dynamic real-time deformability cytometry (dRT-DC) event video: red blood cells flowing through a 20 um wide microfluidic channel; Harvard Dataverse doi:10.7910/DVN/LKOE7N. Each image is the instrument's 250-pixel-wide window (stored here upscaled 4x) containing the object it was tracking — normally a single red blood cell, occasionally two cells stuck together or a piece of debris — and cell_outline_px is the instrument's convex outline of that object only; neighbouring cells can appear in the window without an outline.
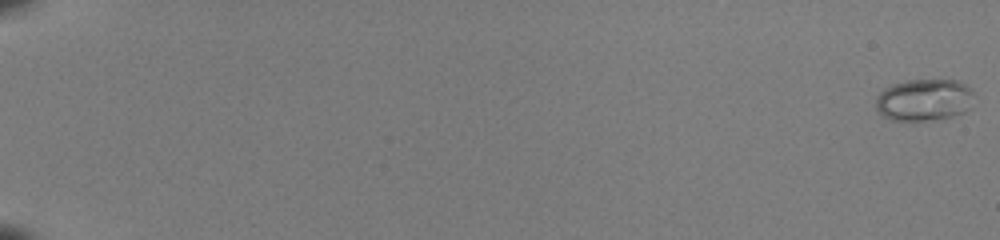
{"species": "common noctule bat (a hibernating species)", "species_latin": "Nyctalus noctula", "temperature_condition": "room temperature", "stored_images_in_passage": 53, "camera_frame_rate_fps": 3000, "um_per_image_px": 0.085, "animal": {"sex": "female", "body_mass_g": 22.0, "forearm_length_mm": 56.7}, "frame": {"image": 1, "passage_image": 1, "time_ms": 0.0, "image_size_px": [1000, 240], "cell_outline_px": [[972, 92], [968, 108], [964, 112], [952, 116], [924, 120], [892, 120], [884, 116], [876, 108], [876, 96], [884, 88], [892, 84], [904, 80], [956, 80], [972, 88]], "centroid_in_image_um": [78.5, 8.47], "position_along_channel_um": 6.5, "area_um2": 23.7}}
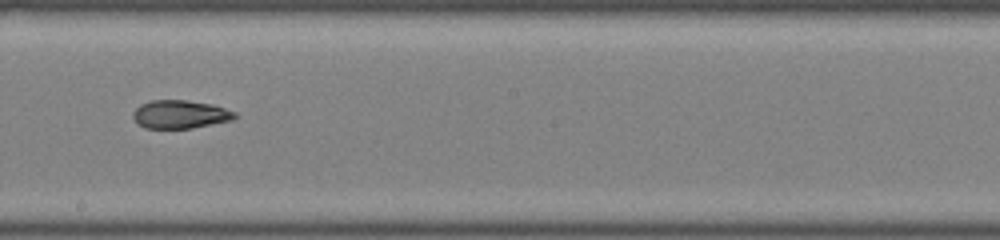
{"frame": {"image": 2, "passage_image": 34, "time_ms": 11.0, "image_size_px": [1000, 240], "cell_outline_px": [[236, 116], [232, 120], [192, 128], [144, 128], [136, 124], [132, 116], [132, 112], [140, 104], [152, 100], [184, 100], [212, 104], [236, 112]], "centroid_in_image_um": [15.27, 9.72], "position_along_channel_um": 232.9, "area_um2": 16.82}}
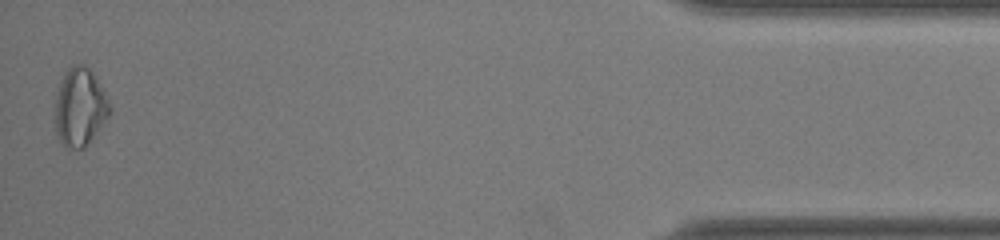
{"frame": {"image": 3, "passage_image": 53, "time_ms": 17.333, "image_size_px": [1000, 240], "cell_outline_px": [[108, 116], [84, 148], [68, 152], [64, 148], [56, 132], [56, 92], [64, 72], [72, 64], [84, 64], [96, 76], [108, 104]], "centroid_in_image_um": [6.74, 9.13], "position_along_channel_um": 428.5, "area_um2": 24.57}, "authors_computed_cell_mechanics": {"area_um2": 18.3226, "velocity_mm_per_s": 4.0911, "shape_relaxation_time_tau1_ms": null, "shape_relaxation_time_tau2_ms": 1.7634, "deformation_change_tau1": null, "deformation_change_tau2": 0.0685}}